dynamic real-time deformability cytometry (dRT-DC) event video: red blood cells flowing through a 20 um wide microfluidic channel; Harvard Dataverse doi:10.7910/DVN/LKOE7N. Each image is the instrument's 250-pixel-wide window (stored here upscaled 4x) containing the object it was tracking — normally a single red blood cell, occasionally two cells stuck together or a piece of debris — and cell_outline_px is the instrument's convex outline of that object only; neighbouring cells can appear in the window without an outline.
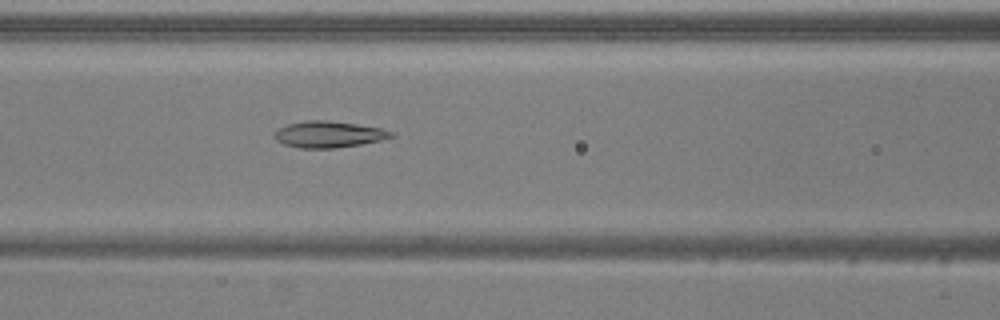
{"species": "common noctule bat (a hibernating species)", "species_latin": "Nyctalus noctula", "temperature_condition": "warm", "stored_images_in_passage": 47, "camera_frame_rate_fps": 3000, "um_per_image_px": 0.085, "animal": {"sex": "male", "body_mass_g": 20.5, "forearm_length_mm": 52.5}, "frame": {"image": 1, "passage_image": 17, "time_ms": 5.333, "image_size_px": [1000, 320], "cell_outline_px": [[396, 136], [380, 140], [360, 144], [332, 148], [300, 148], [284, 144], [276, 140], [276, 132], [280, 128], [288, 124], [304, 120], [324, 120], [356, 124], [380, 128], [392, 132]], "centroid_in_image_um": [27.94, 11.42], "position_along_channel_um": 138.7, "area_um2": 17.63}}
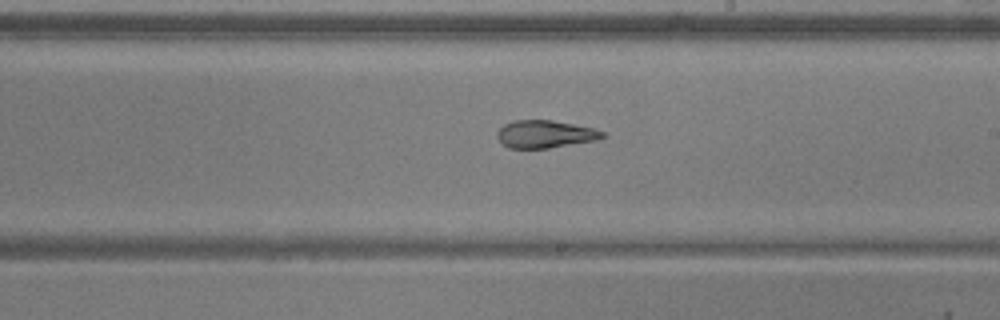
{"frame": {"image": 2, "passage_image": 25, "time_ms": 8.0, "image_size_px": [1000, 320], "cell_outline_px": [[608, 136], [596, 140], [548, 148], [508, 148], [496, 136], [496, 132], [504, 124], [512, 120], [552, 120], [592, 128], [604, 132]], "centroid_in_image_um": [46.32, 11.39], "position_along_channel_um": 242.7, "area_um2": 16.88}}
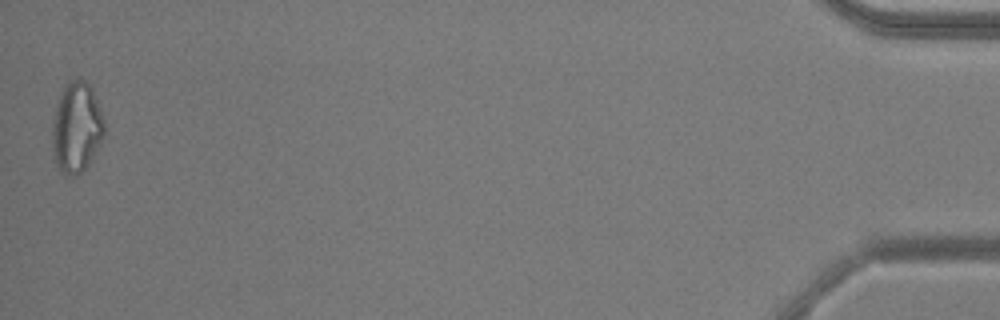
{"frame": {"image": 3, "passage_image": 47, "time_ms": 15.333, "image_size_px": [1000, 320], "cell_outline_px": [[104, 136], [100, 144], [88, 164], [76, 176], [64, 176], [60, 172], [56, 164], [52, 148], [52, 120], [56, 104], [60, 92], [68, 80], [76, 76], [84, 80], [92, 88], [100, 108], [104, 120]], "centroid_in_image_um": [6.48, 10.81], "position_along_channel_um": 428.7, "area_um2": 27.92}, "authors_computed_cell_mechanics": {"area_um2": 20.23, "velocity_mm_per_s": 3.9058, "shape_relaxation_time_tau1_ms": null, "shape_relaxation_time_tau2_ms": 2.7709, "deformation_change_tau1": null, "deformation_change_tau2": 0.1136}}